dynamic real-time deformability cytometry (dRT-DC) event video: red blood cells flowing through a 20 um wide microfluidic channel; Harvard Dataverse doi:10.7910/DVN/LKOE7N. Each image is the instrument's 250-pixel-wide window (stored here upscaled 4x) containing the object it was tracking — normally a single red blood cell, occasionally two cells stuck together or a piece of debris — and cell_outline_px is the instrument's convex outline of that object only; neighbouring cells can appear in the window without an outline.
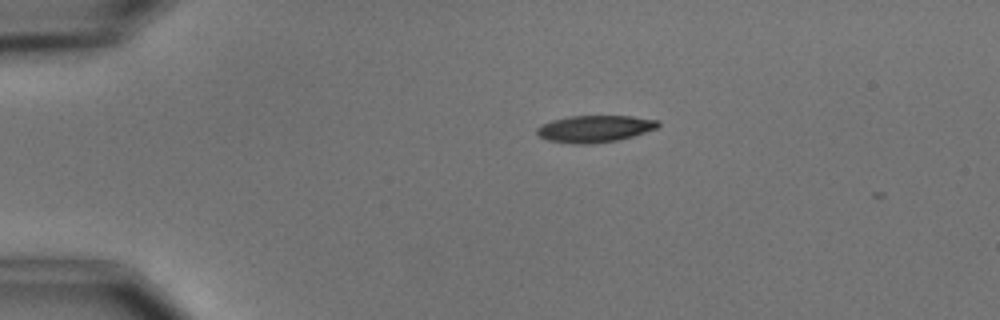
{"species": "common noctule bat (a hibernating species)", "species_latin": "Nyctalus noctula", "temperature_condition": "cold", "stored_images_in_passage": 5, "camera_frame_rate_fps": 3000, "um_per_image_px": 0.085, "animal": {"sex": "male", "body_mass_g": 15.6}, "frame": {"image": 1, "passage_image": 1, "time_ms": 0.0, "image_size_px": [1000, 320], "cell_outline_px": [[660, 124], [656, 128], [632, 136], [616, 140], [588, 144], [572, 144], [548, 140], [540, 136], [536, 132], [536, 128], [552, 120], [568, 116], [632, 116], [656, 120]], "centroid_in_image_um": [50.52, 10.94], "position_along_channel_um": 34.5, "area_um2": 18.73}}